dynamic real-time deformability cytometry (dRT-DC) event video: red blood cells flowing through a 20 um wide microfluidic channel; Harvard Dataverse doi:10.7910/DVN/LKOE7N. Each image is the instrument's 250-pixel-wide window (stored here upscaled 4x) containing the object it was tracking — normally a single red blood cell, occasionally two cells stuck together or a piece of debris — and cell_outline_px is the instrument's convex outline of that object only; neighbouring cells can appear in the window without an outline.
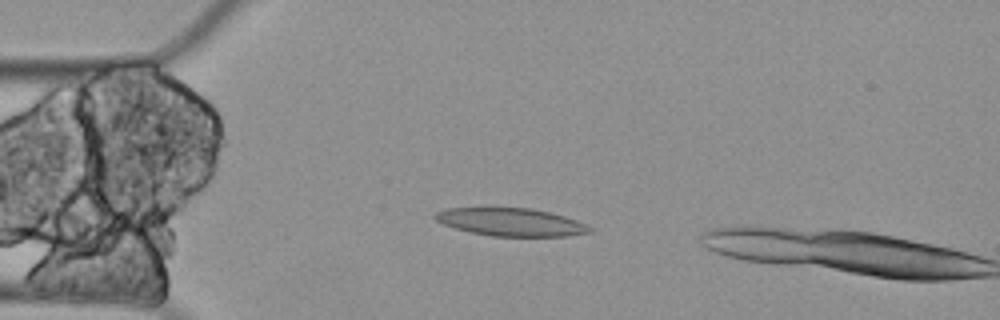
{"species": "Egyptian fruit bat (a non-hibernating species)", "species_latin": "Rousettus aegyptiacus", "temperature_condition": "cold", "stored_images_in_passage": 4, "camera_frame_rate_fps": 3000, "um_per_image_px": 0.085, "animal": {"sex": "female"}, "frame": {"image": 1, "passage_image": 2, "time_ms": 0.333, "image_size_px": [1000, 320], "cell_outline_px": [[592, 232], [568, 236], [492, 236], [472, 232], [456, 228], [444, 224], [436, 220], [432, 216], [436, 212], [444, 208], [484, 204], [492, 204], [532, 208], [564, 216], [576, 220], [592, 228]], "centroid_in_image_um": [43.32, 18.8], "position_along_channel_um": 41.7, "area_um2": 26.3}}
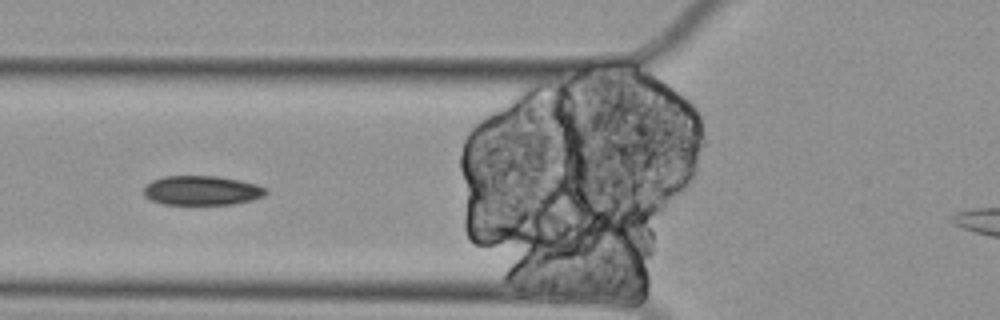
{"frame": {"image": 2, "passage_image": 4, "time_ms": 1.0, "image_size_px": [1000, 320], "cell_outline_px": [[268, 192], [264, 196], [252, 200], [232, 204], [164, 204], [152, 200], [144, 196], [144, 188], [152, 180], [164, 176], [216, 176], [256, 184], [264, 188]], "centroid_in_image_um": [17.14, 16.19], "position_along_channel_um": 108.7, "area_um2": 20.69}}